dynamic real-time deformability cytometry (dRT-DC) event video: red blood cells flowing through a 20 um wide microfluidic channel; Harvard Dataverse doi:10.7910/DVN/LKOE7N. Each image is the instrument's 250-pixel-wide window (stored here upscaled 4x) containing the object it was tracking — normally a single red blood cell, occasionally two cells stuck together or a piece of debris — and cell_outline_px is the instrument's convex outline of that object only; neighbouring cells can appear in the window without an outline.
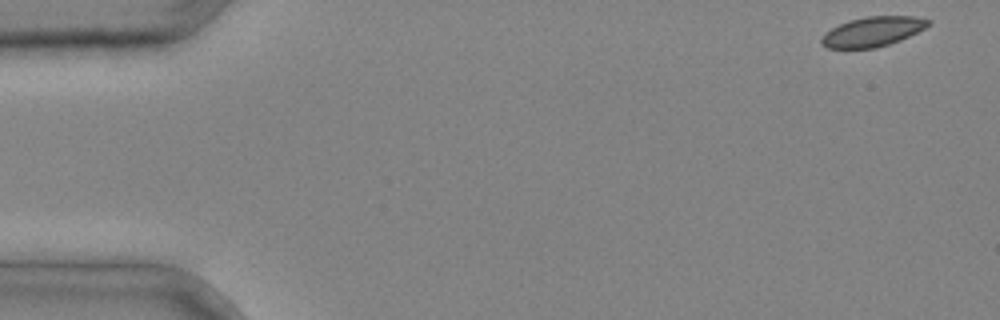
{"species": "common noctule bat (a hibernating species)", "species_latin": "Nyctalus noctula", "temperature_condition": "cold", "stored_images_in_passage": 3, "camera_frame_rate_fps": 3000, "um_per_image_px": 0.085, "animal": {"sex": "male", "body_mass_g": 20.4}, "frame": {"image": 1, "passage_image": 3, "time_ms": 0.667, "image_size_px": [1000, 320], "cell_outline_px": [[932, 24], [900, 40], [876, 48], [828, 48], [820, 44], [820, 40], [824, 32], [840, 24], [852, 20], [868, 16], [916, 16], [932, 20]], "centroid_in_image_um": [74.18, 2.68], "position_along_channel_um": 10.8, "area_um2": 18.44}}